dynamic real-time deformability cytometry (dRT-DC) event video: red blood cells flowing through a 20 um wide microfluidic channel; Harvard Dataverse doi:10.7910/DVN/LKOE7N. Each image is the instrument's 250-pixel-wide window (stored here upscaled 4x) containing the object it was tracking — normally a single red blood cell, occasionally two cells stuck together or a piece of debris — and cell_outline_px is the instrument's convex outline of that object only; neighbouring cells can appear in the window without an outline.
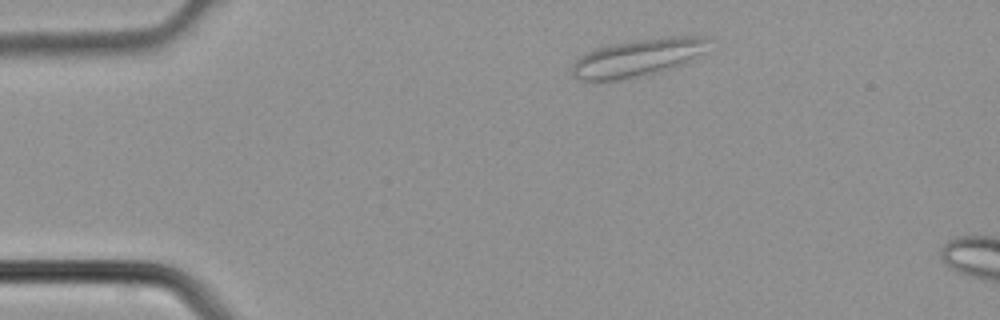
{"species": "common noctule bat (a hibernating species)", "species_latin": "Nyctalus noctula", "temperature_condition": "cold", "stored_images_in_passage": 3, "camera_frame_rate_fps": 3000, "um_per_image_px": 0.085, "animal": {"sex": "male", "body_mass_g": 21.5, "forearm_length_mm": 52.0}, "frame": {"image": 1, "passage_image": 1, "time_ms": 0.0, "image_size_px": [1000, 320], "cell_outline_px": [[708, 40], [704, 52], [676, 68], [660, 72], [620, 80], [576, 80], [572, 76], [572, 64], [576, 56], [596, 48], [636, 40], [660, 36], [704, 36]], "centroid_in_image_um": [54.17, 4.91], "position_along_channel_um": 30.8, "area_um2": 30.11}}